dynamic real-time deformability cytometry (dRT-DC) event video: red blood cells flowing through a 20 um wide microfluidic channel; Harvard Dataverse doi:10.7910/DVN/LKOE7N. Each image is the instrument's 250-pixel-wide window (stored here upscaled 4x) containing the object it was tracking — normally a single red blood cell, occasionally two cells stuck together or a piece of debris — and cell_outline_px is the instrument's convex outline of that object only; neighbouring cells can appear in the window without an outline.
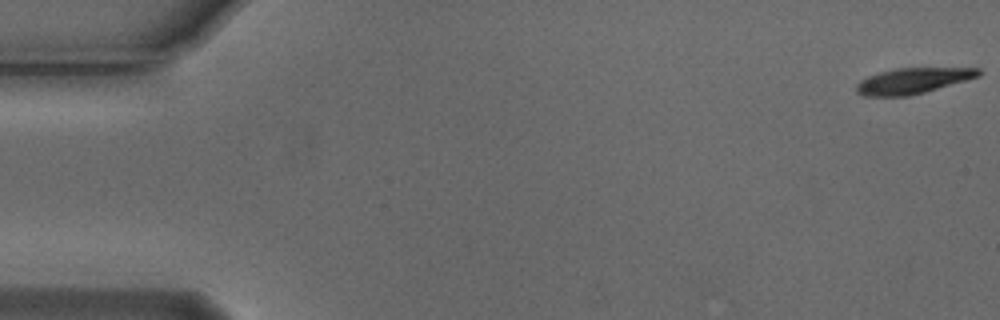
{"species": "Egyptian fruit bat (a non-hibernating species)", "species_latin": "Rousettus aegyptiacus", "temperature_condition": "cold", "stored_images_in_passage": 55, "camera_frame_rate_fps": 3000, "um_per_image_px": 0.085, "animal": {"sex": "male"}, "frame": {"image": 1, "passage_image": 1, "time_ms": 0.0, "image_size_px": [1000, 320], "cell_outline_px": [[980, 76], [924, 92], [908, 96], [864, 96], [856, 92], [856, 84], [860, 80], [868, 76], [880, 72], [896, 68], [980, 68]], "centroid_in_image_um": [77.55, 6.87], "position_along_channel_um": 7.4, "area_um2": 18.15}}
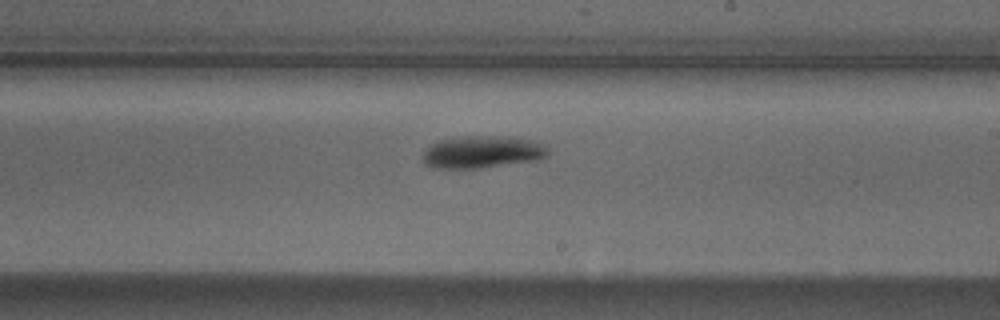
{"frame": {"image": 2, "passage_image": 32, "time_ms": 10.333, "image_size_px": [1000, 320], "cell_outline_px": [[548, 156], [540, 160], [480, 168], [432, 168], [424, 164], [420, 160], [420, 156], [432, 144], [440, 140], [464, 136], [508, 136], [532, 140], [544, 144], [548, 148]], "centroid_in_image_um": [41.0, 12.93], "position_along_channel_um": 248.0, "area_um2": 23.93}}
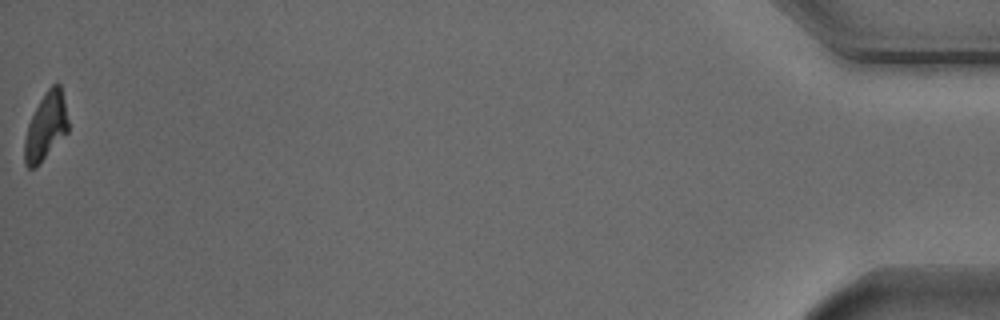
{"frame": {"image": 3, "passage_image": 55, "time_ms": 18.0, "image_size_px": [1000, 320], "cell_outline_px": [[68, 132], [36, 168], [28, 168], [24, 164], [24, 140], [28, 124], [40, 100], [48, 88], [52, 84], [60, 84], [64, 100], [68, 120]], "centroid_in_image_um": [3.89, 10.79], "position_along_channel_um": 431.3, "area_um2": 17.05}, "authors_computed_cell_mechanics": {"area_um2": 20.808, "velocity_mm_per_s": 3.7426, "shape_relaxation_time_tau1_ms": 2.067, "shape_relaxation_time_tau2_ms": null, "deformation_change_tau1": 0.1448, "deformation_change_tau2": null}}